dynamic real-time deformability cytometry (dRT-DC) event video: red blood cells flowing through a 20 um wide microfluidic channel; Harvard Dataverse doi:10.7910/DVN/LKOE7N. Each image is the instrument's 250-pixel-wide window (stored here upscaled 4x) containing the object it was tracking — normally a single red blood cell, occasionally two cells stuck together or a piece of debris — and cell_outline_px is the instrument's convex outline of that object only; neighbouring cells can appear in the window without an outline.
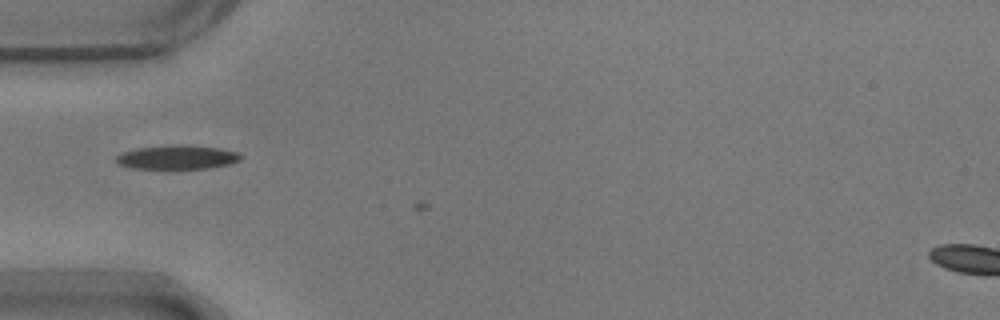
{"species": "common noctule bat (a hibernating species)", "species_latin": "Nyctalus noctula", "temperature_condition": "warm", "stored_images_in_passage": 6, "camera_frame_rate_fps": 3000, "um_per_image_px": 0.085, "animal": {"sex": "male", "body_mass_g": 17.9}, "frame": {"image": 1, "passage_image": 4, "time_ms": 1.0, "image_size_px": [1000, 320], "cell_outline_px": [[240, 160], [232, 164], [208, 168], [132, 168], [120, 164], [116, 160], [116, 156], [120, 152], [136, 148], [172, 144], [188, 144], [220, 148], [240, 152]], "centroid_in_image_um": [15.09, 13.34], "position_along_channel_um": 69.9, "area_um2": 17.63}}